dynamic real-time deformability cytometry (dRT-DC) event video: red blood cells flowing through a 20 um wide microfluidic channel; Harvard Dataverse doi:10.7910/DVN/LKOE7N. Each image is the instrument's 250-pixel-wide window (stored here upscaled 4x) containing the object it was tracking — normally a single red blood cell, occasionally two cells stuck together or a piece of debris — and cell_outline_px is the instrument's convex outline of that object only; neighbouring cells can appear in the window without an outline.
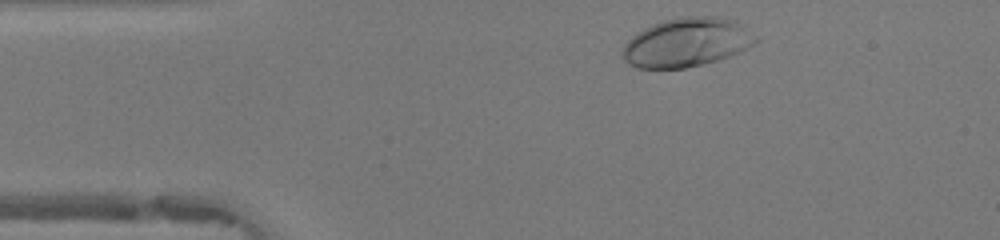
{"species": "human", "species_latin": "Homo sapiens", "temperature_condition": "warm", "stored_images_in_passage": 33, "camera_frame_rate_fps": 3000, "um_per_image_px": 0.085, "donor": {"sex": "female"}, "frame": {"image": 1, "passage_image": 2, "time_ms": 0.333, "image_size_px": [1000, 240], "cell_outline_px": [[760, 40], [756, 44], [740, 52], [704, 64], [684, 68], [636, 68], [628, 64], [620, 56], [620, 52], [624, 44], [636, 32], [660, 20], [680, 16], [720, 16], [736, 20]], "centroid_in_image_um": [58.34, 3.59], "position_along_channel_um": 26.7, "area_um2": 38.55}}
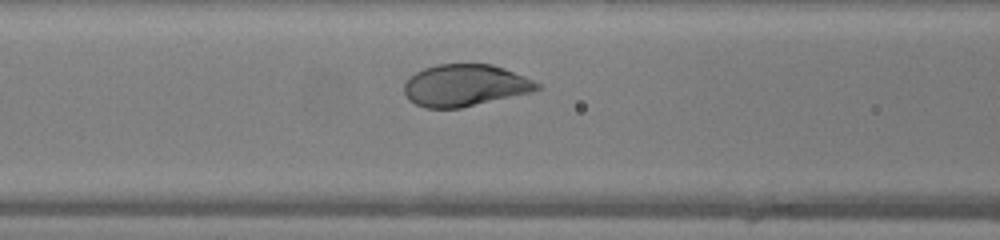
{"frame": {"image": 2, "passage_image": 13, "time_ms": 4.0, "image_size_px": [1000, 240], "cell_outline_px": [[540, 88], [532, 92], [460, 108], [424, 108], [408, 100], [404, 92], [404, 84], [416, 72], [424, 68], [436, 64], [492, 64], [504, 68], [524, 76], [540, 84]], "centroid_in_image_um": [39.51, 7.26], "position_along_channel_um": 127.1, "area_um2": 32.31}}
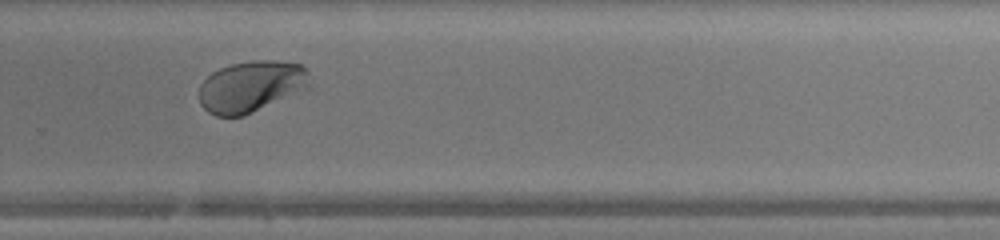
{"frame": {"image": 3, "passage_image": 26, "time_ms": 8.333, "image_size_px": [1000, 240], "cell_outline_px": [[312, 88], [244, 116], [216, 116], [208, 112], [200, 104], [200, 84], [212, 72], [220, 68], [232, 64], [252, 60], [276, 60], [304, 64], [308, 72]], "centroid_in_image_um": [21.42, 7.35], "position_along_channel_um": 308.4, "area_um2": 33.7}, "authors_computed_cell_mechanics": {"area_um2": 33.4662, "velocity_mm_per_s": 4.2049, "shape_relaxation_time_tau1_ms": 2.0672, "shape_relaxation_time_tau2_ms": null, "deformation_change_tau1": 0.1628, "deformation_change_tau2": null}}